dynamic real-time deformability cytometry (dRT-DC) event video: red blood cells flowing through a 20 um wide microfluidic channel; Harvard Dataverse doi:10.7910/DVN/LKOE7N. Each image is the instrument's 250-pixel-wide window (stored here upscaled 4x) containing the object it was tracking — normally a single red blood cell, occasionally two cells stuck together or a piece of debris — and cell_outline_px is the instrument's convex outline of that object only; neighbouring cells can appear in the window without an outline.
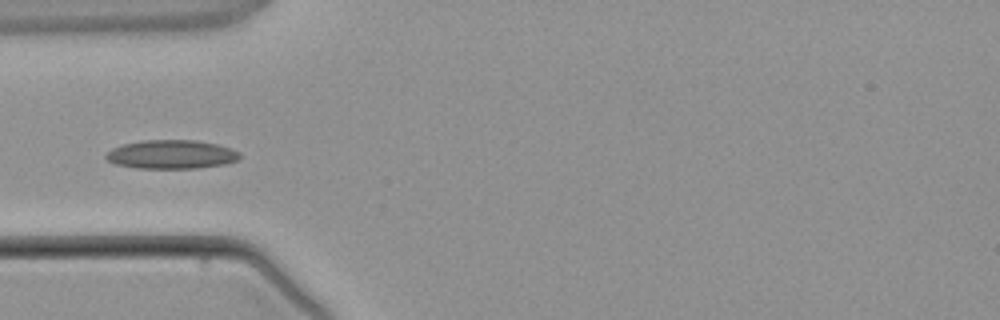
{"species": "common noctule bat (a hibernating species)", "species_latin": "Nyctalus noctula", "temperature_condition": "warm", "stored_images_in_passage": 4, "camera_frame_rate_fps": 3000, "um_per_image_px": 0.085, "animal": {"sex": "male", "body_mass_g": 21.5, "forearm_length_mm": 52.0}, "frame": {"image": 1, "passage_image": 3, "time_ms": 3.667, "image_size_px": [1000, 320], "cell_outline_px": [[240, 160], [224, 164], [200, 168], [136, 168], [116, 164], [108, 160], [104, 156], [112, 148], [124, 144], [140, 140], [196, 140], [216, 144], [232, 148], [240, 152]], "centroid_in_image_um": [14.6, 13.12], "position_along_channel_um": 70.4, "area_um2": 22.54}}
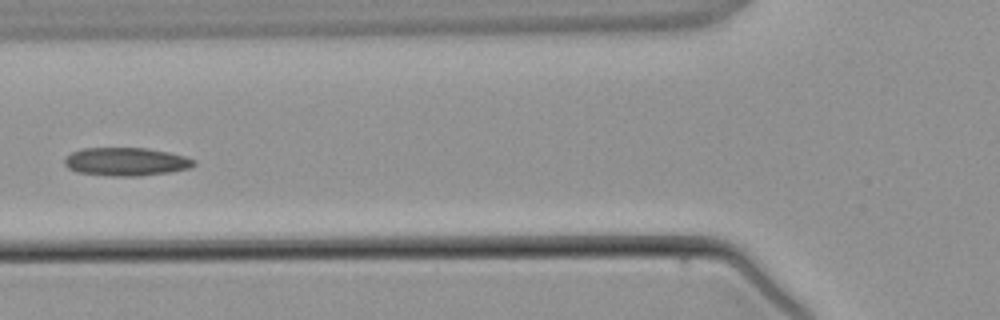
{"frame": {"image": 2, "passage_image": 4, "time_ms": 4.667, "image_size_px": [1000, 320], "cell_outline_px": [[196, 164], [188, 168], [168, 172], [140, 176], [112, 176], [76, 172], [68, 168], [64, 164], [64, 160], [72, 152], [84, 148], [148, 148], [168, 152], [184, 156], [196, 160]], "centroid_in_image_um": [10.71, 13.74], "position_along_channel_um": 115.1, "area_um2": 21.21}}